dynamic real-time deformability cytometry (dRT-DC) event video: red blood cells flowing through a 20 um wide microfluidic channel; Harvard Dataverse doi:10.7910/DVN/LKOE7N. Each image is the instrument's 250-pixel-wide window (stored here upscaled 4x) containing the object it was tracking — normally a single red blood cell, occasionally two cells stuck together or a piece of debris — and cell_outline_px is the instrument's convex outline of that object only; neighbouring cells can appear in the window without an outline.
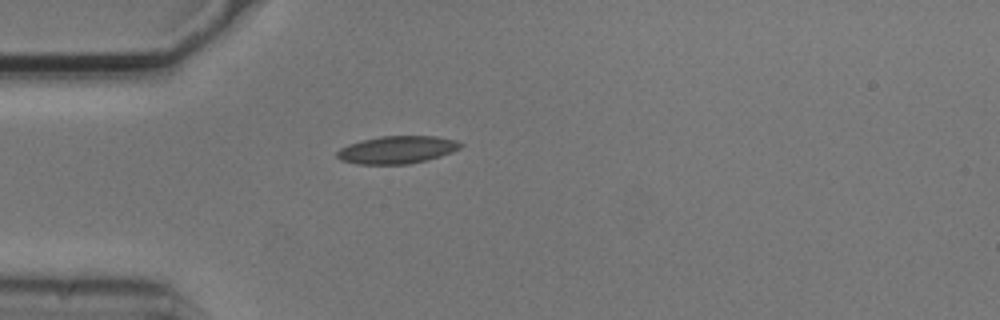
{"species": "common noctule bat (a hibernating species)", "species_latin": "Nyctalus noctula", "temperature_condition": "cold", "stored_images_in_passage": 1, "camera_frame_rate_fps": 3000, "um_per_image_px": 0.085, "animal": {"sex": "male", "body_mass_g": 20.5, "forearm_length_mm": 52.5}, "frame": {"image": 1, "passage_image": 1, "time_ms": 0.0, "image_size_px": [1000, 320], "cell_outline_px": [[464, 144], [460, 148], [452, 152], [440, 156], [408, 164], [360, 164], [340, 160], [336, 156], [336, 152], [340, 148], [348, 144], [380, 136], [436, 136], [456, 140]], "centroid_in_image_um": [33.75, 12.72], "position_along_channel_um": 51.3, "area_um2": 19.77}}